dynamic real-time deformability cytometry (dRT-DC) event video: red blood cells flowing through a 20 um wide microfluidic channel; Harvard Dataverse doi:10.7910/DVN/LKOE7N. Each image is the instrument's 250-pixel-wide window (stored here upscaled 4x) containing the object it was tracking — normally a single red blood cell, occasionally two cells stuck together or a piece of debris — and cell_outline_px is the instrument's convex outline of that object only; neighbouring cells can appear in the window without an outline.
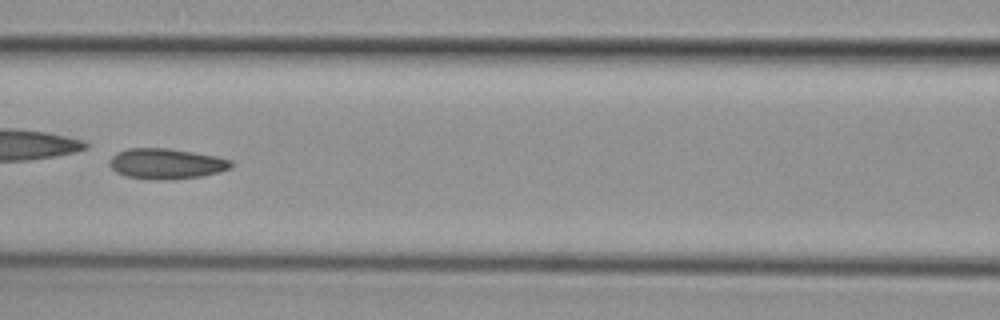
{"species": "common noctule bat (a hibernating species)", "species_latin": "Nyctalus noctula", "temperature_condition": "cold", "stored_images_in_passage": 43, "camera_frame_rate_fps": 3000, "um_per_image_px": 0.085, "animal": {"sex": "female", "body_mass_g": 29.2, "forearm_length_mm": 56.3}, "frame": {"image": 1, "passage_image": 24, "time_ms": 7.667, "image_size_px": [1000, 320], "cell_outline_px": [[232, 168], [220, 172], [204, 176], [168, 180], [148, 180], [124, 176], [116, 172], [108, 164], [108, 160], [116, 152], [128, 148], [168, 148], [216, 156], [232, 160]], "centroid_in_image_um": [14.11, 13.93], "position_along_channel_um": 152.5, "area_um2": 22.02}, "authors_computed_cell_mechanics": {"area_um2": 21.386, "velocity_mm_per_s": 3.7069, "shape_relaxation_time_tau1_ms": 1.6233, "shape_relaxation_time_tau2_ms": 3.7357, "deformation_change_tau1": 0.2071, "deformation_change_tau2": 0.1156}}